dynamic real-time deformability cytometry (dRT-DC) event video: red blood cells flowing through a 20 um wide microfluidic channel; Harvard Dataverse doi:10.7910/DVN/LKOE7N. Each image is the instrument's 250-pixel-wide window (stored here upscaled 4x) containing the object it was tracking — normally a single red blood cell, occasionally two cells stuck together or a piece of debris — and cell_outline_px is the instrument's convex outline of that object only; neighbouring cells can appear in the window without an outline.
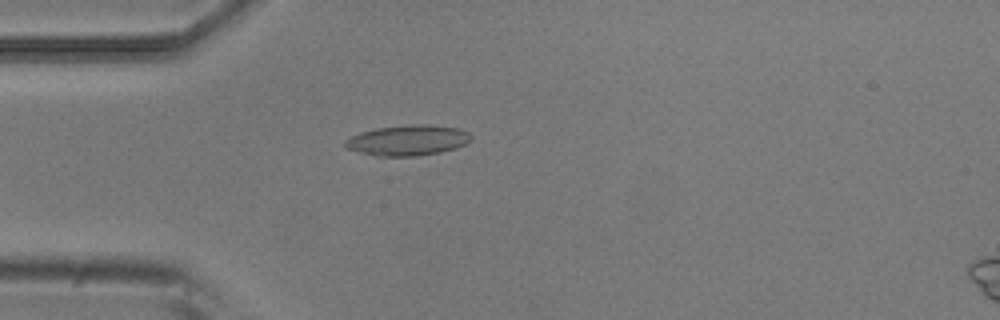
{"species": "common noctule bat (a hibernating species)", "species_latin": "Nyctalus noctula", "temperature_condition": "room temperature", "stored_images_in_passage": 3, "camera_frame_rate_fps": 3000, "um_per_image_px": 0.085, "animal": {"sex": "male", "body_mass_g": 20.5, "forearm_length_mm": 52.5}, "frame": {"image": 1, "passage_image": 3, "time_ms": 0.667, "image_size_px": [1000, 320], "cell_outline_px": [[472, 140], [456, 148], [440, 152], [416, 156], [376, 156], [344, 148], [344, 140], [360, 132], [376, 128], [408, 124], [428, 124], [460, 128], [468, 132], [472, 136]], "centroid_in_image_um": [34.66, 11.91], "position_along_channel_um": 50.3, "area_um2": 22.6}}